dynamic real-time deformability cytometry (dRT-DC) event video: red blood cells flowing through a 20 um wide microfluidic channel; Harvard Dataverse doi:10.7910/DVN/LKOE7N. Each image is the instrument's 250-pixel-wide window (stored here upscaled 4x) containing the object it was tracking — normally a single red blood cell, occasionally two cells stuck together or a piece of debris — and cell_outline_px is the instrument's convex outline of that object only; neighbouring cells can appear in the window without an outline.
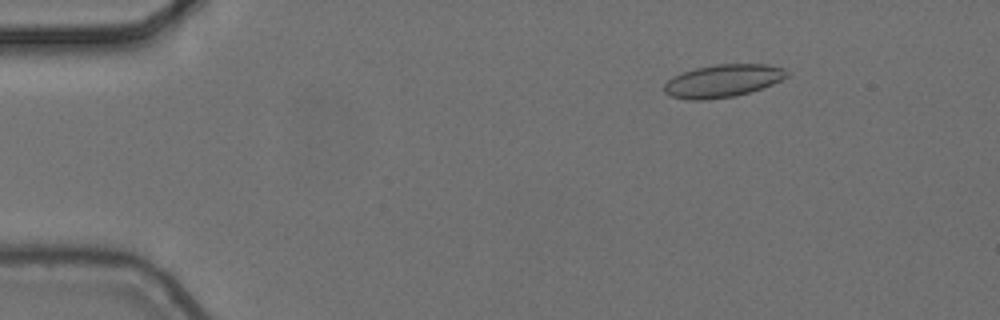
{"species": "common noctule bat (a hibernating species)", "species_latin": "Nyctalus noctula", "temperature_condition": "cold", "stored_images_in_passage": 9, "camera_frame_rate_fps": 3000, "um_per_image_px": 0.085, "animal": {"sex": "female", "body_mass_g": 24.6, "forearm_length_mm": 56.2}, "frame": {"image": 1, "passage_image": 1, "time_ms": 0.0, "image_size_px": [1000, 320], "cell_outline_px": [[788, 76], [772, 84], [748, 92], [732, 96], [700, 100], [688, 100], [672, 96], [664, 92], [664, 84], [672, 76], [696, 68], [716, 64], [768, 64], [784, 68], [788, 72]], "centroid_in_image_um": [61.43, 6.86], "position_along_channel_um": 23.6, "area_um2": 23.12}}
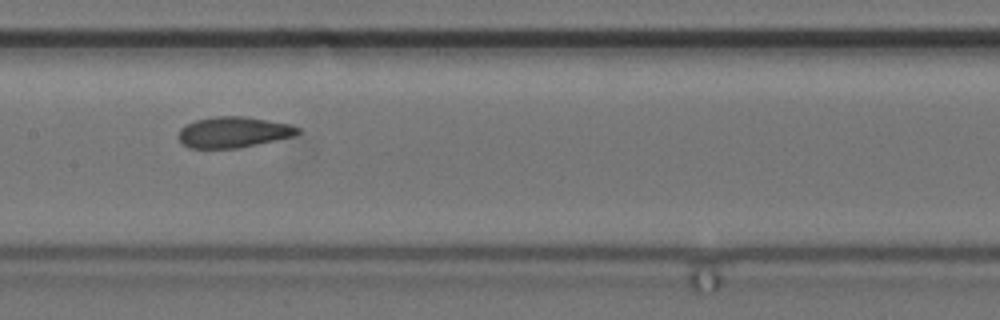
{"frame": {"image": 2, "passage_image": 6, "time_ms": 1.667, "image_size_px": [1000, 320], "cell_outline_px": [[300, 132], [296, 136], [236, 148], [188, 148], [176, 136], [180, 128], [196, 120], [216, 116], [240, 116], [292, 124], [300, 128]], "centroid_in_image_um": [19.85, 11.24], "position_along_channel_um": 187.6, "area_um2": 21.39}}
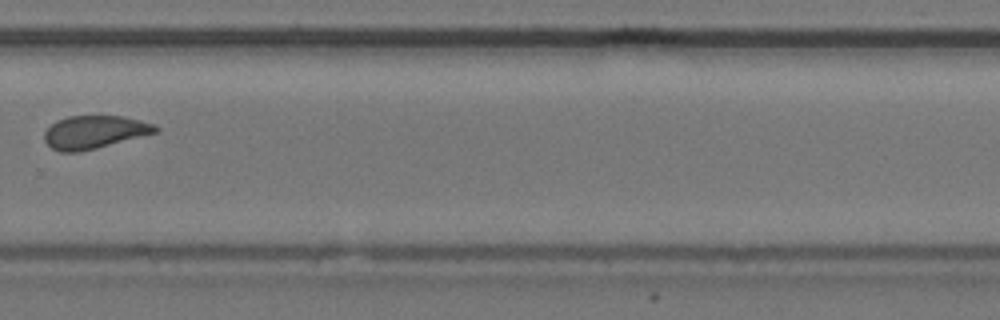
{"frame": {"image": 3, "passage_image": 9, "time_ms": 2.667, "image_size_px": [1000, 320], "cell_outline_px": [[160, 128], [156, 132], [96, 148], [80, 152], [60, 152], [52, 148], [44, 140], [44, 132], [56, 120], [68, 116], [124, 116], [156, 124]], "centroid_in_image_um": [8.01, 11.22], "position_along_channel_um": 321.8, "area_um2": 21.27}}